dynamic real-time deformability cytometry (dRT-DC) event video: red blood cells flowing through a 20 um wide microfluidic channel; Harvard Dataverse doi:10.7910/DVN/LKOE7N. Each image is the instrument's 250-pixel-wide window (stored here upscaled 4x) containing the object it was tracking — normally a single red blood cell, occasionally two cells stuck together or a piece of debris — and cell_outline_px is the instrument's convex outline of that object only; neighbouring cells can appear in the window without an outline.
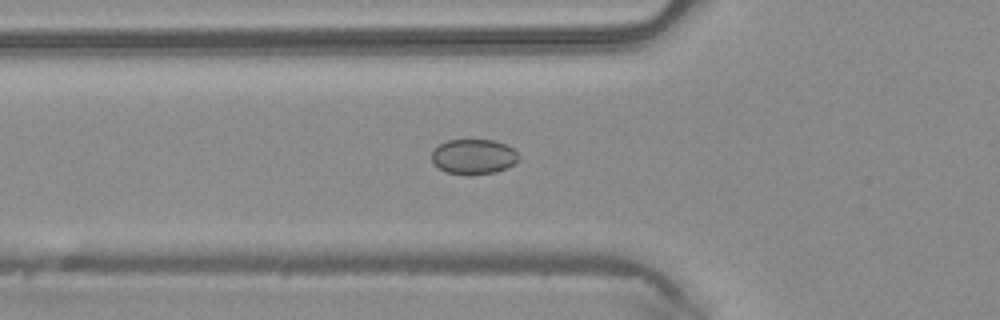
{"species": "common noctule bat (a hibernating species)", "species_latin": "Nyctalus noctula", "temperature_condition": "warm", "stored_images_in_passage": 48, "camera_frame_rate_fps": 3000, "um_per_image_px": 0.085, "animal": {"sex": "male", "body_mass_g": 20.4}, "frame": {"image": 1, "passage_image": 16, "time_ms": 5.0, "image_size_px": [1000, 320], "cell_outline_px": [[520, 160], [504, 168], [492, 172], [444, 172], [432, 160], [432, 152], [440, 144], [448, 140], [492, 140], [504, 144], [512, 148], [520, 156]], "centroid_in_image_um": [40.27, 13.27], "position_along_channel_um": 85.5, "area_um2": 16.94}}
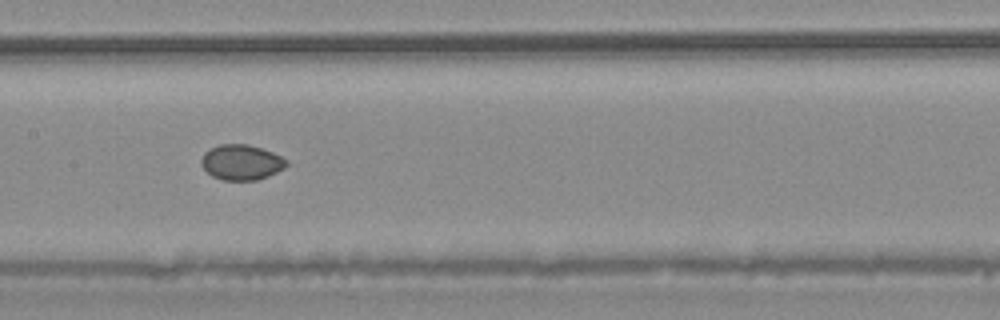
{"frame": {"image": 2, "passage_image": 23, "time_ms": 7.333, "image_size_px": [1000, 320], "cell_outline_px": [[288, 164], [284, 168], [268, 176], [256, 180], [224, 180], [212, 176], [200, 164], [200, 160], [204, 152], [220, 144], [248, 144], [272, 152], [288, 160]], "centroid_in_image_um": [20.51, 13.79], "position_along_channel_um": 186.9, "area_um2": 17.46}}
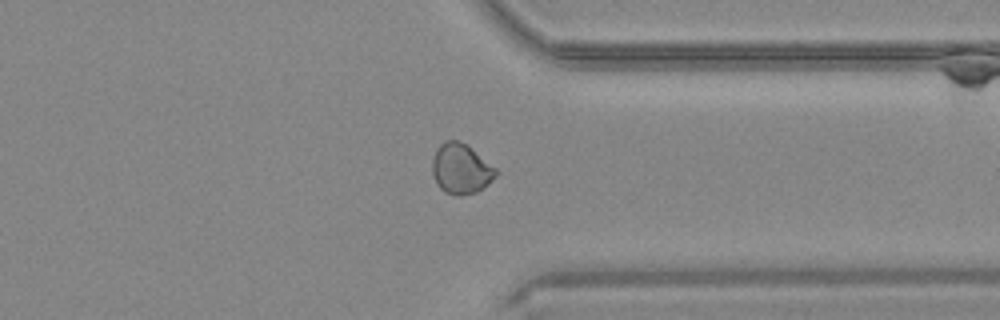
{"frame": {"image": 3, "passage_image": 36, "time_ms": 11.667, "image_size_px": [1000, 320], "cell_outline_px": [[500, 172], [488, 184], [476, 192], [460, 196], [456, 196], [444, 192], [436, 184], [432, 172], [432, 160], [436, 148], [444, 140], [456, 140], [468, 144], [496, 168]], "centroid_in_image_um": [39.18, 14.34], "position_along_channel_um": 372.2, "area_um2": 18.96}}